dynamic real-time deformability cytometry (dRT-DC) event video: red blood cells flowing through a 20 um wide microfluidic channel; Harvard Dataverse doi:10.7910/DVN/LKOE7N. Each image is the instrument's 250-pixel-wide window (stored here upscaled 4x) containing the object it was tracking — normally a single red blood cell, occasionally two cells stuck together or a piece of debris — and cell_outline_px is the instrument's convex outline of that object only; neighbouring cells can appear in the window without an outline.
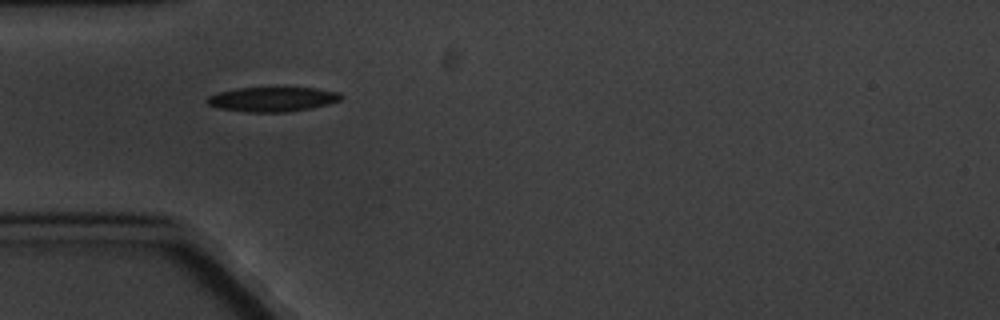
{"species": "common noctule bat (a hibernating species)", "species_latin": "Nyctalus noctula", "temperature_condition": "cold", "stored_images_in_passage": 2, "camera_frame_rate_fps": 3000, "um_per_image_px": 0.085, "animal": {"sex": "male", "body_mass_g": 20.1, "forearm_length_mm": 53.5}, "frame": {"image": 1, "passage_image": 1, "time_ms": 0.0, "image_size_px": [1000, 320], "cell_outline_px": [[344, 96], [340, 100], [328, 104], [312, 108], [288, 112], [248, 112], [220, 108], [208, 104], [204, 100], [208, 96], [220, 92], [236, 88], [316, 88], [340, 92]], "centroid_in_image_um": [23.19, 8.44], "position_along_channel_um": 61.8, "area_um2": 19.19}}